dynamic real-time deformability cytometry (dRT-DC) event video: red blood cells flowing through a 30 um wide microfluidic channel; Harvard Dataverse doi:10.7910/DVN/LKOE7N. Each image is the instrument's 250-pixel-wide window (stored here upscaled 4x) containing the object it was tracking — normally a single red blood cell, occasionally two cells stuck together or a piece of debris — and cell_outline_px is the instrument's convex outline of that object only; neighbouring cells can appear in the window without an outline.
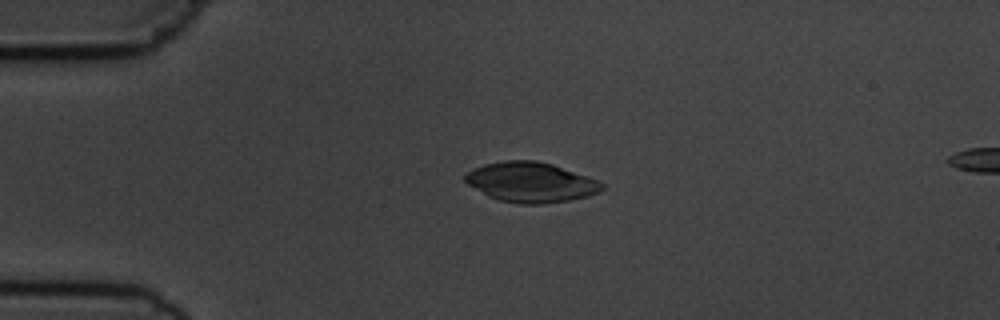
{"species": "common noctule bat (a hibernating species)", "species_latin": "Nyctalus noctula", "temperature_condition": "cold", "stored_images_in_passage": 5, "segment_of_instrument_passage": [1, 2], "camera_frame_rate_fps": 3000, "um_per_image_px": 0.085, "animal": {"sex": "male", "body_mass_g": 19.5, "forearm_length_mm": 54.6}, "frame": {"image": 1, "passage_image": 4, "time_ms": 3.667, "image_size_px": [1000, 320], "cell_outline_px": [[604, 188], [600, 192], [588, 196], [568, 200], [540, 204], [520, 204], [500, 200], [488, 196], [468, 184], [464, 180], [464, 176], [472, 168], [484, 164], [504, 160], [536, 160], [552, 164], [600, 180], [604, 184]], "centroid_in_image_um": [45.14, 15.48], "position_along_channel_um": 39.9, "area_um2": 31.96}}